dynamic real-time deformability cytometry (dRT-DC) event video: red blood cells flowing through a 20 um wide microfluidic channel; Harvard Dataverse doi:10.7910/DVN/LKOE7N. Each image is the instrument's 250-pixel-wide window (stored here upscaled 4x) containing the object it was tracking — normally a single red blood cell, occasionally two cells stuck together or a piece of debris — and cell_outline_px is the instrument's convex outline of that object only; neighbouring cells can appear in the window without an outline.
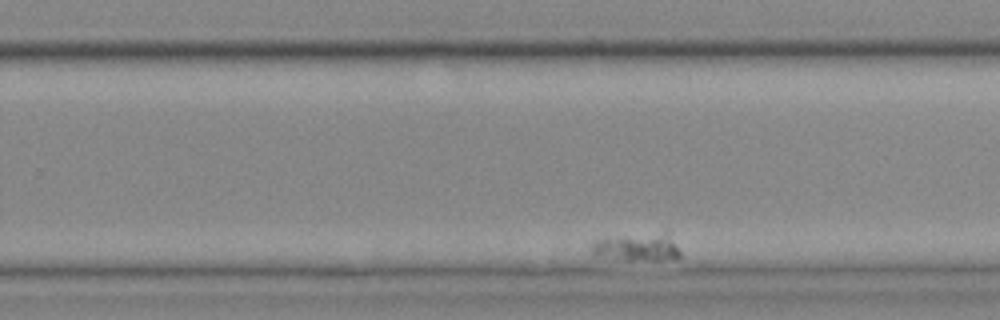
{"species": "common noctule bat (a hibernating species)", "species_latin": "Nyctalus noctula", "temperature_condition": "cold", "stored_images_in_passage": 55, "camera_frame_rate_fps": 3000, "um_per_image_px": 0.085, "animal": {"sex": "female", "body_mass_g": 25.1}, "frame": {"image": 1, "passage_image": 44, "time_ms": 14.333, "image_size_px": [1000, 320], "cell_outline_px": [[680, 256], [676, 260], [624, 260], [596, 256], [592, 252], [592, 244], [596, 240], [608, 236], [664, 232], [668, 236], [680, 252]], "centroid_in_image_um": [54.13, 21.02], "position_along_channel_um": 275.7, "area_um2": 14.45}}
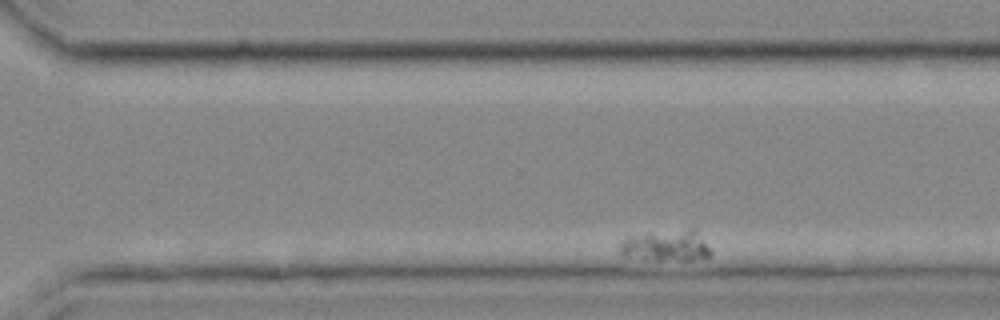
{"frame": {"image": 2, "passage_image": 49, "time_ms": 16.0, "image_size_px": [1000, 320], "cell_outline_px": [[712, 252], [708, 256], [692, 260], [656, 260], [624, 256], [620, 252], [620, 244], [628, 236], [692, 228]], "centroid_in_image_um": [56.6, 20.9], "position_along_channel_um": 314.0, "area_um2": 15.95}}
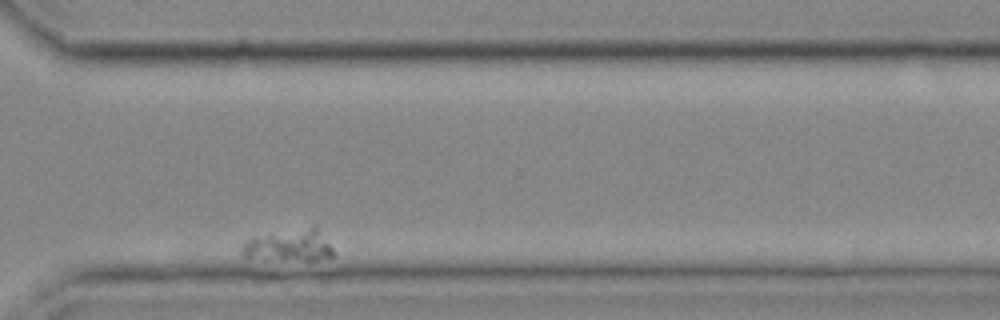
{"frame": {"image": 3, "passage_image": 53, "time_ms": 17.333, "image_size_px": [1000, 320], "cell_outline_px": [[336, 252], [328, 260], [280, 260], [244, 256], [240, 248], [252, 236], [316, 224]], "centroid_in_image_um": [24.68, 20.83], "position_along_channel_um": 345.9, "area_um2": 17.63}}